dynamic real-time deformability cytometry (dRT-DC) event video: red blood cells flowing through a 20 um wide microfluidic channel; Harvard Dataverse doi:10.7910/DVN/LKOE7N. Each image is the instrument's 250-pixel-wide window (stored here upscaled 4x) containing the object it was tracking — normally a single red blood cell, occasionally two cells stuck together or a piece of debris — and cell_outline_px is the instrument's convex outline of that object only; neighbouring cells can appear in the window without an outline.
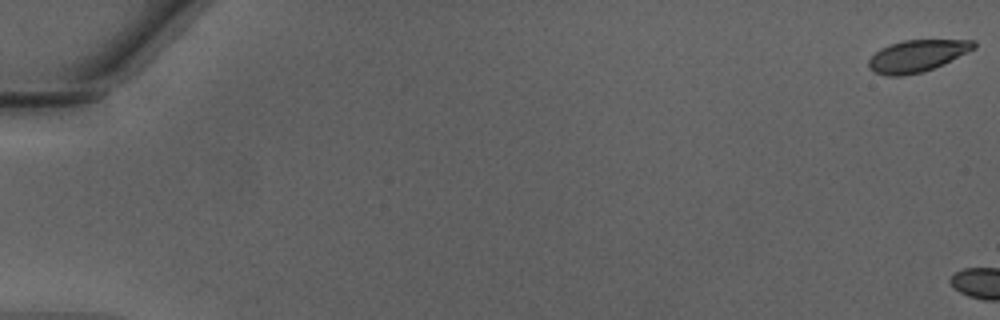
{"species": "Egyptian fruit bat (a non-hibernating species)", "species_latin": "Rousettus aegyptiacus", "temperature_condition": "warm", "stored_images_in_passage": 4, "camera_frame_rate_fps": 3000, "um_per_image_px": 0.085, "animal": {"sex": "male"}, "frame": {"image": 1, "passage_image": 1, "time_ms": 0.0, "image_size_px": [1000, 320], "cell_outline_px": [[976, 48], [944, 64], [924, 72], [900, 76], [888, 76], [872, 72], [868, 68], [868, 60], [880, 48], [904, 40], [976, 40]], "centroid_in_image_um": [77.95, 4.76], "position_along_channel_um": 7.0, "area_um2": 19.65}}